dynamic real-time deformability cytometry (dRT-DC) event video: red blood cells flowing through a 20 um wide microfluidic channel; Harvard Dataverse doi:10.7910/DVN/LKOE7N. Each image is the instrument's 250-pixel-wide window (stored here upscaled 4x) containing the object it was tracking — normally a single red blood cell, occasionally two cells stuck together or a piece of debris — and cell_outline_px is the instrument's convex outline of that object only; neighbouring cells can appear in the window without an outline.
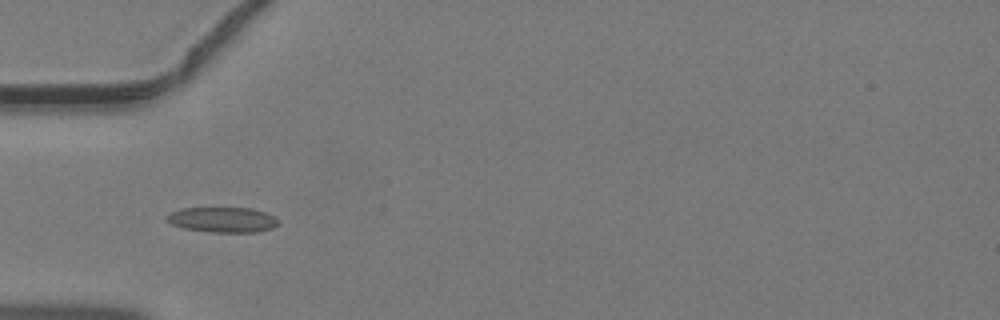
{"species": "common noctule bat (a hibernating species)", "species_latin": "Nyctalus noctula", "temperature_condition": "warm", "stored_images_in_passage": 36, "camera_frame_rate_fps": 3000, "um_per_image_px": 0.085, "animal": {"sex": "male", "body_mass_g": 19.2, "forearm_length_mm": 51.8}, "frame": {"image": 1, "passage_image": 6, "time_ms": 1.667, "image_size_px": [1000, 320], "cell_outline_px": [[280, 224], [272, 228], [256, 232], [212, 232], [184, 228], [172, 224], [168, 220], [168, 216], [172, 212], [180, 208], [252, 208], [276, 216], [280, 220]], "centroid_in_image_um": [19.0, 18.67], "position_along_channel_um": 66.0, "area_um2": 16.36}}
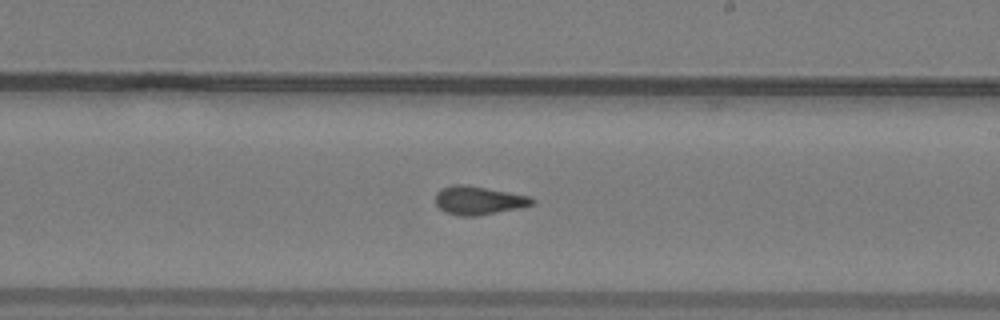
{"frame": {"image": 2, "passage_image": 18, "time_ms": 5.667, "image_size_px": [1000, 320], "cell_outline_px": [[536, 204], [476, 216], [460, 216], [448, 212], [440, 208], [436, 204], [436, 196], [444, 188], [456, 184], [460, 184], [484, 188], [528, 196], [536, 200]], "centroid_in_image_um": [40.7, 17.05], "position_along_channel_um": 248.3, "area_um2": 15.37}}
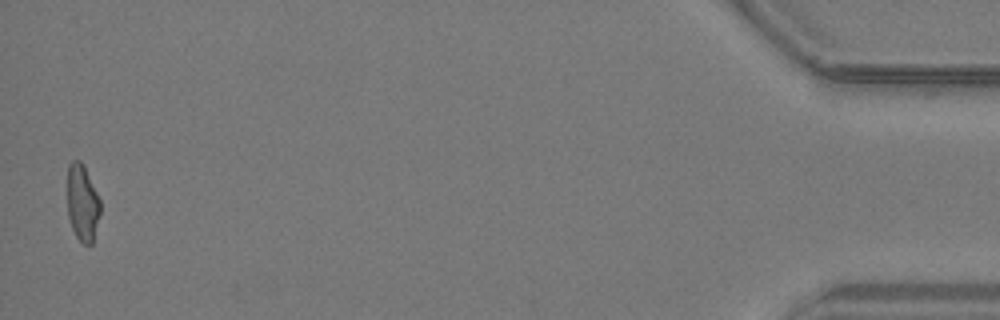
{"frame": {"image": 3, "passage_image": 36, "time_ms": 11.667, "image_size_px": [1000, 320], "cell_outline_px": [[100, 212], [92, 244], [84, 244], [76, 236], [72, 228], [68, 216], [68, 164], [72, 160], [80, 160], [84, 164], [100, 200]], "centroid_in_image_um": [7.0, 17.21], "position_along_channel_um": 428.2, "area_um2": 14.62}}